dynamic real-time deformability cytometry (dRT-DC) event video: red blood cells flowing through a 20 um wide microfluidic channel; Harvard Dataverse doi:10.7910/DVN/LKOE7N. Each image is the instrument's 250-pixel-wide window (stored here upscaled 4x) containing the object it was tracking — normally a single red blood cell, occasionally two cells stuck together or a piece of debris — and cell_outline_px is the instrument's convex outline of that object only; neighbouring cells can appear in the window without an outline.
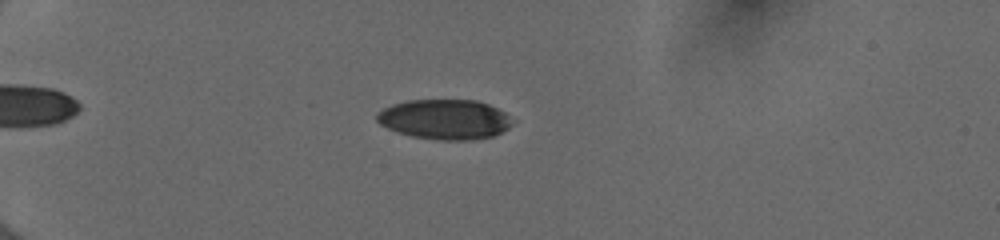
{"species": "human", "species_latin": "Homo sapiens", "temperature_condition": "cold", "stored_images_in_passage": 50, "camera_frame_rate_fps": 3000, "um_per_image_px": 0.085, "donor": {"sex": "female"}, "frame": {"image": 1, "passage_image": 13, "time_ms": 4.0, "image_size_px": [1000, 240], "cell_outline_px": [[512, 124], [508, 128], [492, 136], [468, 140], [440, 140], [412, 136], [396, 132], [380, 124], [376, 120], [376, 112], [392, 104], [408, 100], [476, 100], [488, 104], [504, 112], [508, 116]], "centroid_in_image_um": [37.75, 10.14], "position_along_channel_um": 47.2, "area_um2": 31.39}}
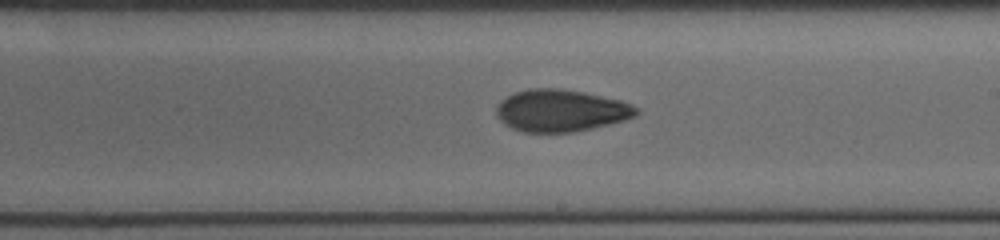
{"frame": {"image": 2, "passage_image": 31, "time_ms": 10.0, "image_size_px": [1000, 240], "cell_outline_px": [[640, 112], [636, 116], [624, 120], [592, 128], [572, 132], [524, 132], [512, 128], [504, 124], [496, 116], [496, 108], [500, 100], [516, 92], [528, 88], [560, 88], [584, 92], [620, 100], [636, 108]], "centroid_in_image_um": [47.64, 9.4], "position_along_channel_um": 241.4, "area_um2": 34.22}}
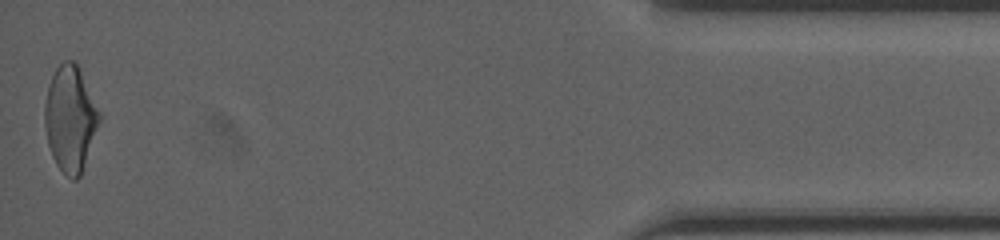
{"frame": {"image": 3, "passage_image": 50, "time_ms": 16.333, "image_size_px": [1000, 240], "cell_outline_px": [[100, 120], [80, 176], [76, 180], [72, 180], [56, 164], [52, 156], [48, 144], [44, 124], [44, 104], [48, 84], [56, 68], [64, 60], [72, 60], [76, 64], [100, 112]], "centroid_in_image_um": [5.94, 10.09], "position_along_channel_um": 429.3, "area_um2": 33.12}, "authors_computed_cell_mechanics": {"area_um2": 32.9749, "velocity_mm_per_s": 4.022, "shape_relaxation_time_tau1_ms": 4.9785, "shape_relaxation_time_tau2_ms": 3.4232, "deformation_change_tau1": 0.1665, "deformation_change_tau2": 0.0921}}